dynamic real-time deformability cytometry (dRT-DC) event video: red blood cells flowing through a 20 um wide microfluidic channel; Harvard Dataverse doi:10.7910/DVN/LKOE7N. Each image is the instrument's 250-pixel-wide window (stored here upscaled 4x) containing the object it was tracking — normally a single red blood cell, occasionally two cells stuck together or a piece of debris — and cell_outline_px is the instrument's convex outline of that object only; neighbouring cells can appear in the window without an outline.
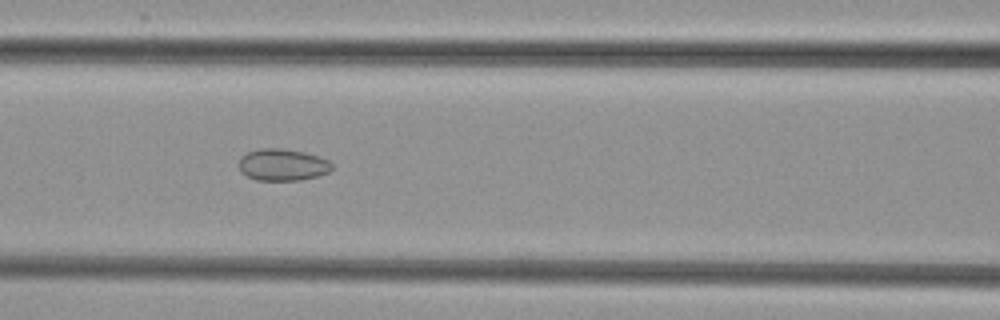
{"species": "common noctule bat (a hibernating species)", "species_latin": "Nyctalus noctula", "temperature_condition": "cold", "stored_images_in_passage": 37, "camera_frame_rate_fps": 3000, "um_per_image_px": 0.085, "animal": {"sex": "female", "body_mass_g": 29.2, "forearm_length_mm": 56.3}, "frame": {"image": 1, "passage_image": 7, "time_ms": 2.0, "image_size_px": [1000, 320], "cell_outline_px": [[332, 168], [328, 172], [316, 176], [300, 180], [256, 180], [240, 172], [240, 156], [248, 152], [260, 148], [280, 148], [304, 152], [328, 160], [332, 164]], "centroid_in_image_um": [23.99, 14.0], "position_along_channel_um": 142.6, "area_um2": 17.11}}
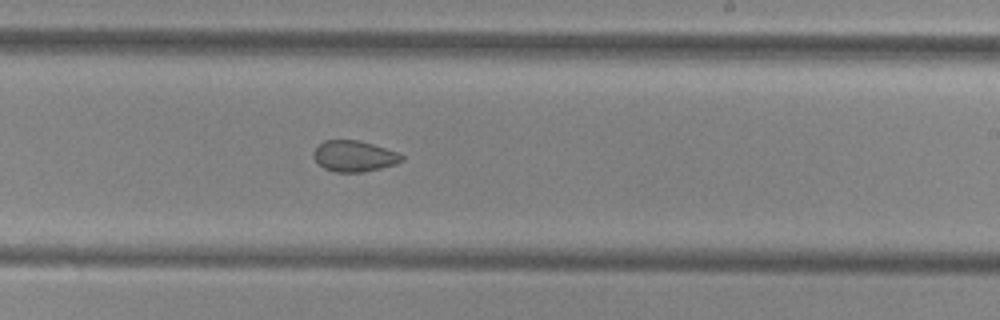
{"frame": {"image": 2, "passage_image": 16, "time_ms": 5.0, "image_size_px": [1000, 320], "cell_outline_px": [[404, 160], [396, 164], [364, 172], [336, 172], [324, 168], [312, 156], [312, 152], [324, 140], [360, 140], [396, 152], [404, 156]], "centroid_in_image_um": [30.1, 13.27], "position_along_channel_um": 258.9, "area_um2": 15.84}}
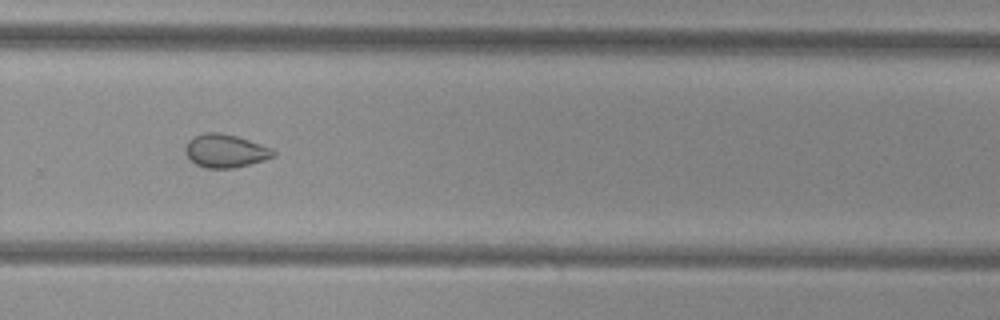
{"frame": {"image": 3, "passage_image": 20, "time_ms": 6.333, "image_size_px": [1000, 320], "cell_outline_px": [[276, 156], [264, 160], [232, 168], [204, 168], [196, 164], [184, 152], [184, 148], [188, 140], [204, 132], [220, 132], [236, 136], [272, 148], [276, 152]], "centroid_in_image_um": [19.15, 12.82], "position_along_channel_um": 310.6, "area_um2": 16.99}}